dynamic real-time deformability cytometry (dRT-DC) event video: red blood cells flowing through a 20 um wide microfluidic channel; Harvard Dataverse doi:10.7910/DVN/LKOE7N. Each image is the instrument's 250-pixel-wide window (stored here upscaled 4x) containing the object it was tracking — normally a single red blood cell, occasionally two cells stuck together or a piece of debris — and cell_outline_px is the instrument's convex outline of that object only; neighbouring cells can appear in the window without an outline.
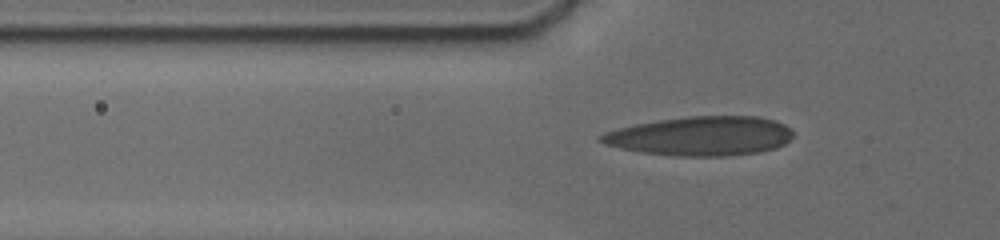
{"species": "human", "species_latin": "Homo sapiens", "temperature_condition": "cold", "stored_images_in_passage": 57, "camera_frame_rate_fps": 3000, "um_per_image_px": 0.085, "donor": {"sex": "male"}, "frame": {"image": 1, "passage_image": 25, "time_ms": 7.0, "image_size_px": [1000, 240], "cell_outline_px": [[792, 136], [784, 144], [776, 148], [760, 152], [728, 156], [672, 156], [640, 152], [620, 148], [604, 144], [596, 140], [600, 136], [608, 132], [620, 128], [636, 124], [660, 120], [688, 116], [756, 116], [772, 120], [784, 124], [792, 132]], "centroid_in_image_um": [59.56, 11.57], "position_along_channel_um": 66.2, "area_um2": 43.75}}
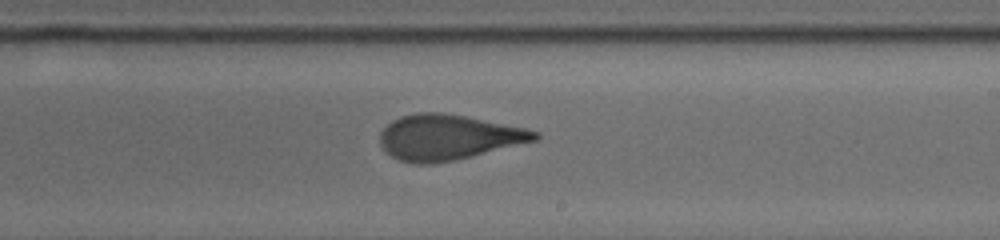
{"frame": {"image": 2, "passage_image": 38, "time_ms": 12.0, "image_size_px": [1000, 240], "cell_outline_px": [[540, 136], [536, 140], [456, 160], [432, 164], [416, 164], [400, 160], [392, 156], [380, 144], [380, 132], [392, 120], [400, 116], [416, 112], [440, 112], [464, 116], [524, 128], [540, 132]], "centroid_in_image_um": [38.07, 11.67], "position_along_channel_um": 250.9, "area_um2": 40.58}}
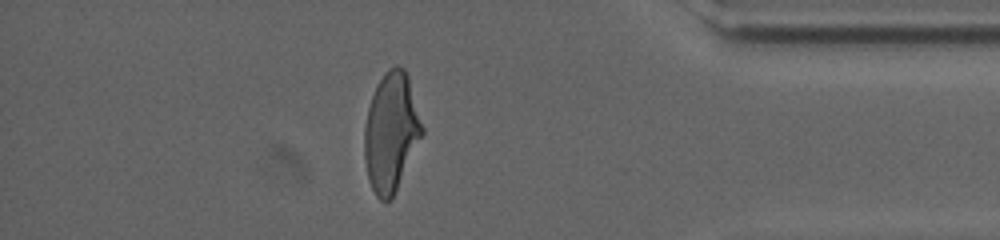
{"frame": {"image": 3, "passage_image": 53, "time_ms": 16.667, "image_size_px": [1000, 240], "cell_outline_px": [[424, 132], [392, 200], [380, 200], [376, 196], [368, 180], [364, 156], [364, 128], [368, 108], [372, 96], [384, 72], [388, 68], [396, 64], [404, 68], [408, 76], [424, 128]], "centroid_in_image_um": [33.24, 11.24], "position_along_channel_um": 402.0, "area_um2": 40.0}, "authors_computed_cell_mechanics": {"area_um2": 39.593, "velocity_mm_per_s": 3.7924, "shape_relaxation_time_tau1_ms": 4.5229, "shape_relaxation_time_tau2_ms": 1.2036, "deformation_change_tau1": 0.1827, "deformation_change_tau2": 0.0899}}